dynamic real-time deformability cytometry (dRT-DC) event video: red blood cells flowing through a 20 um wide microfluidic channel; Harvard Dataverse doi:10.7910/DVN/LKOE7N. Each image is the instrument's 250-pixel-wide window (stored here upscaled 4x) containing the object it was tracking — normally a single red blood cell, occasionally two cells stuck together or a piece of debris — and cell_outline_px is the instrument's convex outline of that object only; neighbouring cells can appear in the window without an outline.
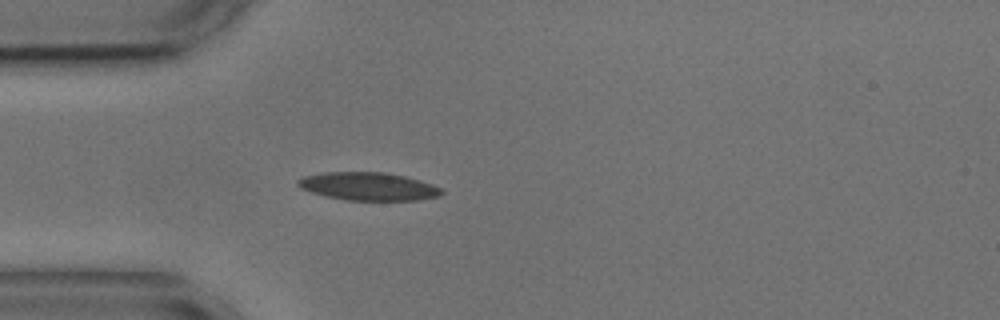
{"species": "common noctule bat (a hibernating species)", "species_latin": "Nyctalus noctula", "temperature_condition": "cold", "stored_images_in_passage": 2, "camera_frame_rate_fps": 3000, "um_per_image_px": 0.085, "animal": {"sex": "male", "body_mass_g": 17.9, "forearm_length_mm": 54.2}, "frame": {"image": 1, "passage_image": 2, "time_ms": 1.333, "image_size_px": [1000, 320], "cell_outline_px": [[444, 192], [440, 196], [416, 200], [344, 200], [324, 196], [300, 188], [296, 184], [296, 180], [304, 176], [324, 172], [384, 172], [404, 176], [420, 180], [432, 184], [440, 188]], "centroid_in_image_um": [31.28, 15.84], "position_along_channel_um": 53.7, "area_um2": 23.52}}